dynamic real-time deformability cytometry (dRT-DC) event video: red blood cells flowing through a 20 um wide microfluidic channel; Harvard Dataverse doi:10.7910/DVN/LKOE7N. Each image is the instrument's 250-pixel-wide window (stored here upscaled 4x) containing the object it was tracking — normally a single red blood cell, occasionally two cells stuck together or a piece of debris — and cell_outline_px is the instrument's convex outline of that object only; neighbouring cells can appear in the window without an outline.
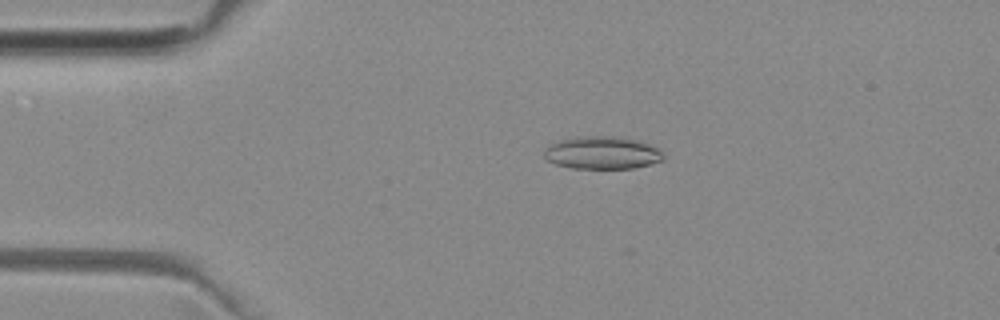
{"species": "common noctule bat (a hibernating species)", "species_latin": "Nyctalus noctula", "temperature_condition": "room temperature", "stored_images_in_passage": 46, "camera_frame_rate_fps": 3000, "um_per_image_px": 0.085, "animal": {"sex": "female", "body_mass_g": 29.2, "forearm_length_mm": 56.3}, "frame": {"image": 1, "passage_image": 5, "time_ms": 1.333, "image_size_px": [1000, 320], "cell_outline_px": [[664, 160], [632, 168], [572, 168], [556, 164], [548, 160], [544, 156], [544, 148], [548, 144], [560, 140], [576, 136], [624, 136], [640, 140], [660, 148], [664, 152]], "centroid_in_image_um": [51.21, 12.96], "position_along_channel_um": 33.8, "area_um2": 23.12}}
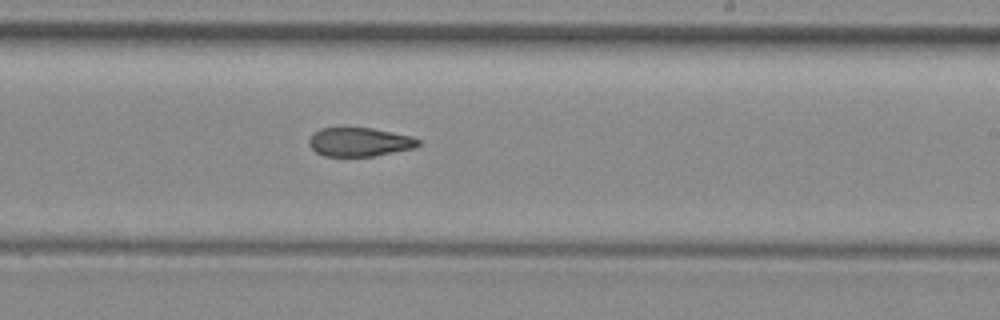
{"frame": {"image": 2, "passage_image": 25, "time_ms": 8.0, "image_size_px": [1000, 320], "cell_outline_px": [[420, 144], [416, 148], [372, 156], [324, 156], [316, 152], [308, 144], [308, 140], [320, 128], [372, 128], [412, 136], [420, 140]], "centroid_in_image_um": [30.58, 12.07], "position_along_channel_um": 258.4, "area_um2": 18.26}}
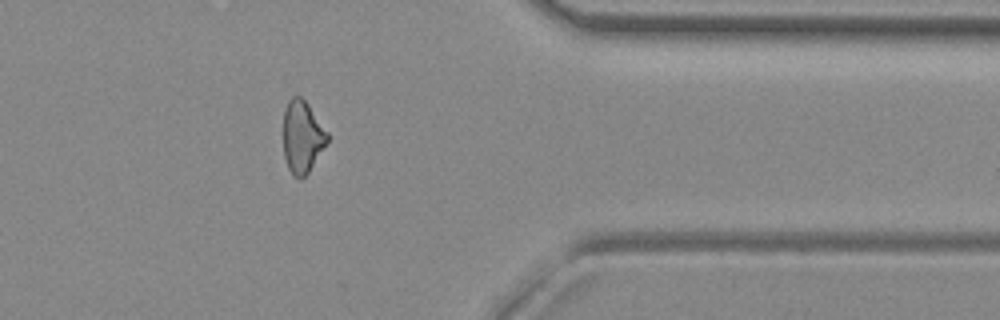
{"frame": {"image": 3, "passage_image": 36, "time_ms": 11.667, "image_size_px": [1000, 320], "cell_outline_px": [[328, 140], [308, 172], [300, 180], [292, 176], [288, 168], [284, 156], [284, 112], [288, 100], [292, 96], [300, 96], [308, 104], [328, 132]], "centroid_in_image_um": [25.68, 11.63], "position_along_channel_um": 385.7, "area_um2": 18.38}, "authors_computed_cell_mechanics": {"area_um2": 19.7965, "velocity_mm_per_s": 3.9662, "shape_relaxation_time_tau1_ms": null, "shape_relaxation_time_tau2_ms": 5.8465, "deformation_change_tau1": null, "deformation_change_tau2": 0.1542}}